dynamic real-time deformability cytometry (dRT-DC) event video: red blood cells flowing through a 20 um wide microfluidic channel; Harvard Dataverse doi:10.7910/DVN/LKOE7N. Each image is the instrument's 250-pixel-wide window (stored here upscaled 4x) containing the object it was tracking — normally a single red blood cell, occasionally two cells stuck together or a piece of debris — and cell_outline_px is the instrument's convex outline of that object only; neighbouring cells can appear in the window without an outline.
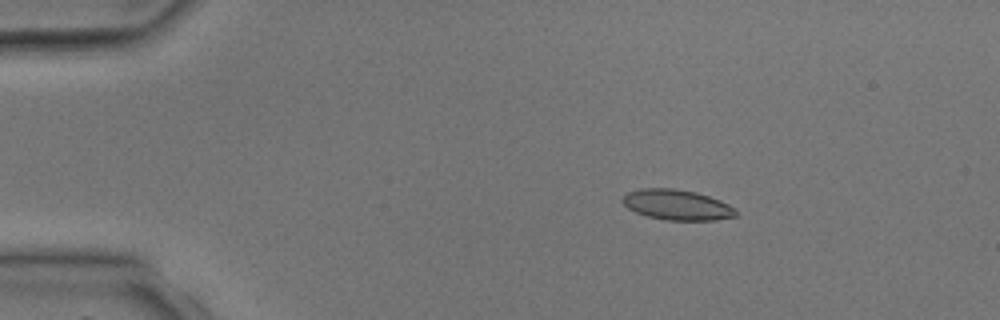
{"species": "common noctule bat (a hibernating species)", "species_latin": "Nyctalus noctula", "temperature_condition": "room temperature", "stored_images_in_passage": 3, "camera_frame_rate_fps": 3000, "um_per_image_px": 0.085, "animal": {"sex": "male", "body_mass_g": 17.9, "forearm_length_mm": 54.2}, "frame": {"image": 1, "passage_image": 2, "time_ms": 1.0, "image_size_px": [1000, 320], "cell_outline_px": [[736, 216], [716, 220], [664, 220], [648, 216], [636, 212], [628, 208], [620, 200], [628, 192], [640, 188], [672, 188], [696, 192], [720, 200], [736, 208]], "centroid_in_image_um": [57.54, 17.41], "position_along_channel_um": 27.5, "area_um2": 20.06}}